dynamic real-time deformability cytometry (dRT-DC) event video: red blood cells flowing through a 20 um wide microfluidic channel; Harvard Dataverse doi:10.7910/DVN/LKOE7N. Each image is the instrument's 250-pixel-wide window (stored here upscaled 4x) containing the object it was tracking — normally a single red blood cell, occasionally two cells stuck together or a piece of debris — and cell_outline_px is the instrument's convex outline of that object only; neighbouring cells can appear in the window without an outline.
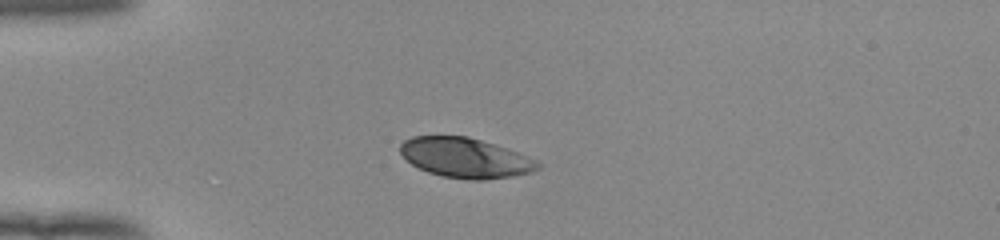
{"species": "human", "species_latin": "Homo sapiens", "temperature_condition": "room temperature", "stored_images_in_passage": 39, "camera_frame_rate_fps": 3000, "um_per_image_px": 0.085, "donor": {"sex": "female"}, "frame": {"image": 1, "passage_image": 1, "time_ms": 0.0, "image_size_px": [1000, 240], "cell_outline_px": [[540, 168], [532, 172], [512, 176], [484, 180], [472, 180], [444, 176], [428, 172], [412, 164], [400, 152], [400, 144], [404, 140], [412, 136], [468, 136], [516, 152], [540, 164]], "centroid_in_image_um": [39.51, 13.42], "position_along_channel_um": 45.5, "area_um2": 31.39}}
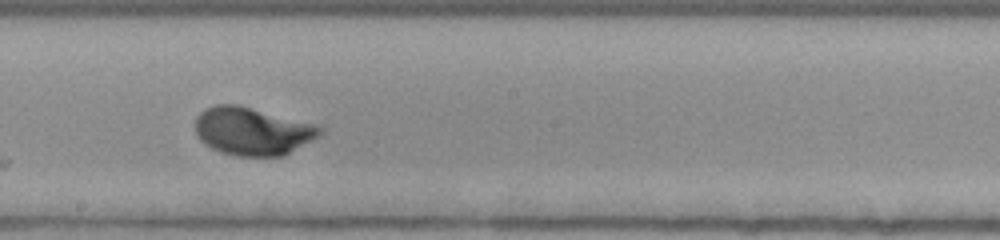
{"frame": {"image": 2, "passage_image": 17, "time_ms": 5.333, "image_size_px": [1000, 240], "cell_outline_px": [[324, 132], [320, 136], [284, 156], [236, 156], [212, 148], [204, 144], [200, 140], [196, 132], [196, 116], [204, 108], [216, 104], [236, 104], [312, 124], [324, 128]], "centroid_in_image_um": [21.44, 11.16], "position_along_channel_um": 226.8, "area_um2": 34.56}}
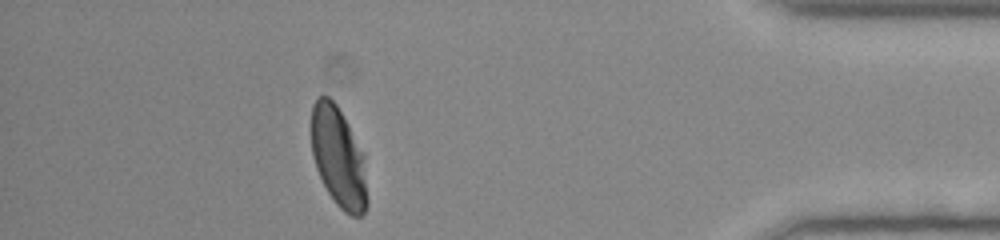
{"frame": {"image": 3, "passage_image": 34, "time_ms": 11.0, "image_size_px": [1000, 240], "cell_outline_px": [[368, 204], [364, 212], [360, 216], [352, 216], [344, 212], [336, 204], [328, 192], [316, 168], [312, 156], [312, 104], [316, 96], [328, 96], [336, 104], [364, 156], [368, 200]], "centroid_in_image_um": [28.77, 13.4], "position_along_channel_um": 406.4, "area_um2": 32.37}, "authors_computed_cell_mechanics": {"area_um2": 33.6974, "velocity_mm_per_s": 3.9015, "shape_relaxation_time_tau1_ms": 2.272, "shape_relaxation_time_tau2_ms": null, "deformation_change_tau1": 0.1524, "deformation_change_tau2": null}}